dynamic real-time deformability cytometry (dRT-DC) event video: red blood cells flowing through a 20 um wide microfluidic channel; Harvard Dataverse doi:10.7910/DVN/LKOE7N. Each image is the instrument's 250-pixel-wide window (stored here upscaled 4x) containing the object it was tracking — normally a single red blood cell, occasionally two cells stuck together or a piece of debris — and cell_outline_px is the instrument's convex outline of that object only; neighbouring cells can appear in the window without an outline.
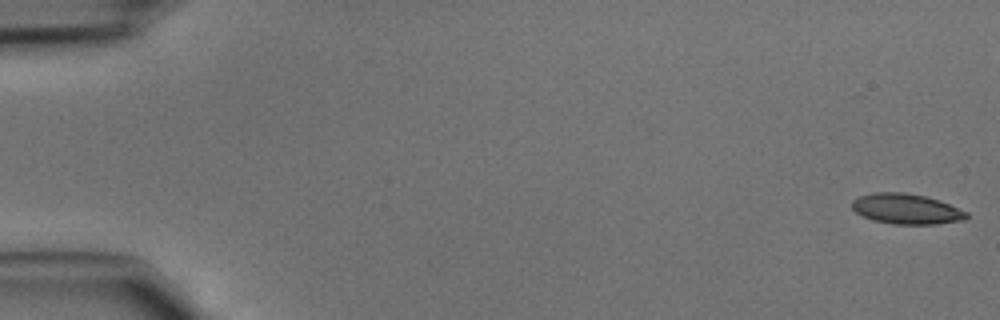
{"species": "common noctule bat (a hibernating species)", "species_latin": "Nyctalus noctula", "temperature_condition": "cold", "stored_images_in_passage": 18, "camera_frame_rate_fps": 3000, "um_per_image_px": 0.085, "animal": {"sex": "male", "body_mass_g": 15.6}, "frame": {"image": 1, "passage_image": 1, "time_ms": 0.0, "image_size_px": [1000, 320], "cell_outline_px": [[968, 216], [964, 220], [936, 224], [892, 224], [872, 220], [856, 212], [852, 208], [852, 200], [860, 196], [876, 192], [904, 192], [924, 196], [948, 204], [968, 212]], "centroid_in_image_um": [77.02, 17.76], "position_along_channel_um": 8.0, "area_um2": 20.06}}